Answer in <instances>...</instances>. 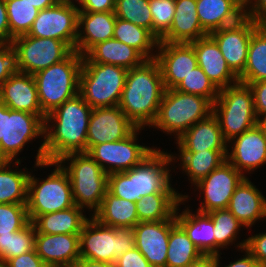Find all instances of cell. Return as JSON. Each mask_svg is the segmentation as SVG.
<instances>
[{"mask_svg":"<svg viewBox=\"0 0 266 267\" xmlns=\"http://www.w3.org/2000/svg\"><path fill=\"white\" fill-rule=\"evenodd\" d=\"M236 1L245 9L247 0H236Z\"/></svg>","mask_w":266,"mask_h":267,"instance_id":"cell-60","label":"cell"},{"mask_svg":"<svg viewBox=\"0 0 266 267\" xmlns=\"http://www.w3.org/2000/svg\"><path fill=\"white\" fill-rule=\"evenodd\" d=\"M207 214L211 217L214 224L216 255H219L222 254L220 252L221 249H226L230 244L236 243L235 241L239 237L238 234H240L239 231L245 226L228 209L213 210Z\"/></svg>","mask_w":266,"mask_h":267,"instance_id":"cell-39","label":"cell"},{"mask_svg":"<svg viewBox=\"0 0 266 267\" xmlns=\"http://www.w3.org/2000/svg\"><path fill=\"white\" fill-rule=\"evenodd\" d=\"M114 12H78V36L75 51L84 56L93 46L113 38Z\"/></svg>","mask_w":266,"mask_h":267,"instance_id":"cell-27","label":"cell"},{"mask_svg":"<svg viewBox=\"0 0 266 267\" xmlns=\"http://www.w3.org/2000/svg\"><path fill=\"white\" fill-rule=\"evenodd\" d=\"M149 6L153 20V35L160 40L172 25L175 0H149Z\"/></svg>","mask_w":266,"mask_h":267,"instance_id":"cell-45","label":"cell"},{"mask_svg":"<svg viewBox=\"0 0 266 267\" xmlns=\"http://www.w3.org/2000/svg\"><path fill=\"white\" fill-rule=\"evenodd\" d=\"M56 267H77V266L74 264V265H65V266H56Z\"/></svg>","mask_w":266,"mask_h":267,"instance_id":"cell-62","label":"cell"},{"mask_svg":"<svg viewBox=\"0 0 266 267\" xmlns=\"http://www.w3.org/2000/svg\"><path fill=\"white\" fill-rule=\"evenodd\" d=\"M228 144L226 159L244 176L245 172L251 173L266 165V136L258 125L235 136Z\"/></svg>","mask_w":266,"mask_h":267,"instance_id":"cell-20","label":"cell"},{"mask_svg":"<svg viewBox=\"0 0 266 267\" xmlns=\"http://www.w3.org/2000/svg\"><path fill=\"white\" fill-rule=\"evenodd\" d=\"M78 8L74 1L61 0L56 5L39 10L29 36L64 41L75 50L78 36Z\"/></svg>","mask_w":266,"mask_h":267,"instance_id":"cell-14","label":"cell"},{"mask_svg":"<svg viewBox=\"0 0 266 267\" xmlns=\"http://www.w3.org/2000/svg\"><path fill=\"white\" fill-rule=\"evenodd\" d=\"M196 4L200 24L208 34L245 17V9L236 0H196Z\"/></svg>","mask_w":266,"mask_h":267,"instance_id":"cell-29","label":"cell"},{"mask_svg":"<svg viewBox=\"0 0 266 267\" xmlns=\"http://www.w3.org/2000/svg\"><path fill=\"white\" fill-rule=\"evenodd\" d=\"M3 127H4V103L0 101V141L3 137Z\"/></svg>","mask_w":266,"mask_h":267,"instance_id":"cell-59","label":"cell"},{"mask_svg":"<svg viewBox=\"0 0 266 267\" xmlns=\"http://www.w3.org/2000/svg\"><path fill=\"white\" fill-rule=\"evenodd\" d=\"M89 217L79 234L80 258L114 264L117 257L135 247L132 228L106 226Z\"/></svg>","mask_w":266,"mask_h":267,"instance_id":"cell-8","label":"cell"},{"mask_svg":"<svg viewBox=\"0 0 266 267\" xmlns=\"http://www.w3.org/2000/svg\"><path fill=\"white\" fill-rule=\"evenodd\" d=\"M175 140L179 152L228 150V142L223 138L219 121L213 113L196 122Z\"/></svg>","mask_w":266,"mask_h":267,"instance_id":"cell-25","label":"cell"},{"mask_svg":"<svg viewBox=\"0 0 266 267\" xmlns=\"http://www.w3.org/2000/svg\"><path fill=\"white\" fill-rule=\"evenodd\" d=\"M145 60L136 49L114 38L97 43L83 56V63L110 64L127 70Z\"/></svg>","mask_w":266,"mask_h":267,"instance_id":"cell-30","label":"cell"},{"mask_svg":"<svg viewBox=\"0 0 266 267\" xmlns=\"http://www.w3.org/2000/svg\"><path fill=\"white\" fill-rule=\"evenodd\" d=\"M12 45L16 71L31 75L64 60L73 51L64 41L29 35L14 38Z\"/></svg>","mask_w":266,"mask_h":267,"instance_id":"cell-12","label":"cell"},{"mask_svg":"<svg viewBox=\"0 0 266 267\" xmlns=\"http://www.w3.org/2000/svg\"><path fill=\"white\" fill-rule=\"evenodd\" d=\"M223 138L229 142L235 136L257 125L253 94L248 84L237 82L220 89L213 103Z\"/></svg>","mask_w":266,"mask_h":267,"instance_id":"cell-9","label":"cell"},{"mask_svg":"<svg viewBox=\"0 0 266 267\" xmlns=\"http://www.w3.org/2000/svg\"><path fill=\"white\" fill-rule=\"evenodd\" d=\"M92 108L78 93L45 118V161L55 162L70 153L87 152V132Z\"/></svg>","mask_w":266,"mask_h":267,"instance_id":"cell-1","label":"cell"},{"mask_svg":"<svg viewBox=\"0 0 266 267\" xmlns=\"http://www.w3.org/2000/svg\"><path fill=\"white\" fill-rule=\"evenodd\" d=\"M29 222L27 204L0 203V235L19 231Z\"/></svg>","mask_w":266,"mask_h":267,"instance_id":"cell-44","label":"cell"},{"mask_svg":"<svg viewBox=\"0 0 266 267\" xmlns=\"http://www.w3.org/2000/svg\"><path fill=\"white\" fill-rule=\"evenodd\" d=\"M196 54L198 66L220 90L239 81L230 69L217 43L209 36L190 42Z\"/></svg>","mask_w":266,"mask_h":267,"instance_id":"cell-23","label":"cell"},{"mask_svg":"<svg viewBox=\"0 0 266 267\" xmlns=\"http://www.w3.org/2000/svg\"><path fill=\"white\" fill-rule=\"evenodd\" d=\"M196 0H175V14L170 29L159 42L190 43L208 35L197 14Z\"/></svg>","mask_w":266,"mask_h":267,"instance_id":"cell-28","label":"cell"},{"mask_svg":"<svg viewBox=\"0 0 266 267\" xmlns=\"http://www.w3.org/2000/svg\"><path fill=\"white\" fill-rule=\"evenodd\" d=\"M61 0H23V2H27L35 6L39 10H43L49 7L56 5Z\"/></svg>","mask_w":266,"mask_h":267,"instance_id":"cell-57","label":"cell"},{"mask_svg":"<svg viewBox=\"0 0 266 267\" xmlns=\"http://www.w3.org/2000/svg\"><path fill=\"white\" fill-rule=\"evenodd\" d=\"M117 18L148 29L153 34V20L149 0H115Z\"/></svg>","mask_w":266,"mask_h":267,"instance_id":"cell-42","label":"cell"},{"mask_svg":"<svg viewBox=\"0 0 266 267\" xmlns=\"http://www.w3.org/2000/svg\"><path fill=\"white\" fill-rule=\"evenodd\" d=\"M57 162L69 176L75 205L93 216L107 191L108 174L87 152L70 153Z\"/></svg>","mask_w":266,"mask_h":267,"instance_id":"cell-4","label":"cell"},{"mask_svg":"<svg viewBox=\"0 0 266 267\" xmlns=\"http://www.w3.org/2000/svg\"><path fill=\"white\" fill-rule=\"evenodd\" d=\"M227 209L245 229L251 228L256 221L266 220V198L248 177L236 187Z\"/></svg>","mask_w":266,"mask_h":267,"instance_id":"cell-24","label":"cell"},{"mask_svg":"<svg viewBox=\"0 0 266 267\" xmlns=\"http://www.w3.org/2000/svg\"><path fill=\"white\" fill-rule=\"evenodd\" d=\"M75 2L79 12H114L115 9V0H75Z\"/></svg>","mask_w":266,"mask_h":267,"instance_id":"cell-50","label":"cell"},{"mask_svg":"<svg viewBox=\"0 0 266 267\" xmlns=\"http://www.w3.org/2000/svg\"><path fill=\"white\" fill-rule=\"evenodd\" d=\"M257 125L263 131L266 136V114L261 115L257 118Z\"/></svg>","mask_w":266,"mask_h":267,"instance_id":"cell-58","label":"cell"},{"mask_svg":"<svg viewBox=\"0 0 266 267\" xmlns=\"http://www.w3.org/2000/svg\"><path fill=\"white\" fill-rule=\"evenodd\" d=\"M245 16L266 27V0H247Z\"/></svg>","mask_w":266,"mask_h":267,"instance_id":"cell-49","label":"cell"},{"mask_svg":"<svg viewBox=\"0 0 266 267\" xmlns=\"http://www.w3.org/2000/svg\"><path fill=\"white\" fill-rule=\"evenodd\" d=\"M35 233L33 223L29 222L19 231L0 235V260L7 262L13 257L34 250Z\"/></svg>","mask_w":266,"mask_h":267,"instance_id":"cell-40","label":"cell"},{"mask_svg":"<svg viewBox=\"0 0 266 267\" xmlns=\"http://www.w3.org/2000/svg\"><path fill=\"white\" fill-rule=\"evenodd\" d=\"M202 255L184 229L176 223L169 234L166 267H187Z\"/></svg>","mask_w":266,"mask_h":267,"instance_id":"cell-38","label":"cell"},{"mask_svg":"<svg viewBox=\"0 0 266 267\" xmlns=\"http://www.w3.org/2000/svg\"><path fill=\"white\" fill-rule=\"evenodd\" d=\"M187 267H216V256L202 255L198 260L194 261Z\"/></svg>","mask_w":266,"mask_h":267,"instance_id":"cell-55","label":"cell"},{"mask_svg":"<svg viewBox=\"0 0 266 267\" xmlns=\"http://www.w3.org/2000/svg\"><path fill=\"white\" fill-rule=\"evenodd\" d=\"M6 263L9 267H48L37 255L35 249L20 256L13 257Z\"/></svg>","mask_w":266,"mask_h":267,"instance_id":"cell-52","label":"cell"},{"mask_svg":"<svg viewBox=\"0 0 266 267\" xmlns=\"http://www.w3.org/2000/svg\"><path fill=\"white\" fill-rule=\"evenodd\" d=\"M238 77L245 84L266 80V27L259 26L252 33L246 66Z\"/></svg>","mask_w":266,"mask_h":267,"instance_id":"cell-37","label":"cell"},{"mask_svg":"<svg viewBox=\"0 0 266 267\" xmlns=\"http://www.w3.org/2000/svg\"><path fill=\"white\" fill-rule=\"evenodd\" d=\"M75 265L77 267H115L114 264L80 258Z\"/></svg>","mask_w":266,"mask_h":267,"instance_id":"cell-56","label":"cell"},{"mask_svg":"<svg viewBox=\"0 0 266 267\" xmlns=\"http://www.w3.org/2000/svg\"><path fill=\"white\" fill-rule=\"evenodd\" d=\"M155 60L160 66L165 89L175 88L198 66L194 48L190 43L159 42Z\"/></svg>","mask_w":266,"mask_h":267,"instance_id":"cell-18","label":"cell"},{"mask_svg":"<svg viewBox=\"0 0 266 267\" xmlns=\"http://www.w3.org/2000/svg\"><path fill=\"white\" fill-rule=\"evenodd\" d=\"M165 87L155 59L145 60L127 71L118 106L140 128H150L156 119Z\"/></svg>","mask_w":266,"mask_h":267,"instance_id":"cell-2","label":"cell"},{"mask_svg":"<svg viewBox=\"0 0 266 267\" xmlns=\"http://www.w3.org/2000/svg\"><path fill=\"white\" fill-rule=\"evenodd\" d=\"M145 128L137 127L126 138L93 145L87 153L102 167L109 175L112 173L125 172L140 164L157 147L140 145L139 132Z\"/></svg>","mask_w":266,"mask_h":267,"instance_id":"cell-13","label":"cell"},{"mask_svg":"<svg viewBox=\"0 0 266 267\" xmlns=\"http://www.w3.org/2000/svg\"><path fill=\"white\" fill-rule=\"evenodd\" d=\"M187 195L182 196L176 211V222L184 229L188 238L198 248L203 255L216 256V238L214 236V224L211 217L207 213L196 211L194 214L192 210L187 207L181 213L179 211L180 205H185L188 198ZM183 203V204H182Z\"/></svg>","mask_w":266,"mask_h":267,"instance_id":"cell-26","label":"cell"},{"mask_svg":"<svg viewBox=\"0 0 266 267\" xmlns=\"http://www.w3.org/2000/svg\"><path fill=\"white\" fill-rule=\"evenodd\" d=\"M93 217L101 224L114 228H133L139 222L136 203L116 197L108 190Z\"/></svg>","mask_w":266,"mask_h":267,"instance_id":"cell-32","label":"cell"},{"mask_svg":"<svg viewBox=\"0 0 266 267\" xmlns=\"http://www.w3.org/2000/svg\"><path fill=\"white\" fill-rule=\"evenodd\" d=\"M244 251L245 255L241 258L230 262L228 265L224 264V267H262V265L252 256V254L246 249L242 248L241 252ZM221 254L216 255V267H222L220 259Z\"/></svg>","mask_w":266,"mask_h":267,"instance_id":"cell-53","label":"cell"},{"mask_svg":"<svg viewBox=\"0 0 266 267\" xmlns=\"http://www.w3.org/2000/svg\"><path fill=\"white\" fill-rule=\"evenodd\" d=\"M15 71V50L12 43H0V86Z\"/></svg>","mask_w":266,"mask_h":267,"instance_id":"cell-47","label":"cell"},{"mask_svg":"<svg viewBox=\"0 0 266 267\" xmlns=\"http://www.w3.org/2000/svg\"><path fill=\"white\" fill-rule=\"evenodd\" d=\"M10 28V43L13 39L26 35L38 16L39 9L23 0H5Z\"/></svg>","mask_w":266,"mask_h":267,"instance_id":"cell-41","label":"cell"},{"mask_svg":"<svg viewBox=\"0 0 266 267\" xmlns=\"http://www.w3.org/2000/svg\"><path fill=\"white\" fill-rule=\"evenodd\" d=\"M84 210L74 205L68 209L37 216L33 221L36 233L80 234L87 221Z\"/></svg>","mask_w":266,"mask_h":267,"instance_id":"cell-31","label":"cell"},{"mask_svg":"<svg viewBox=\"0 0 266 267\" xmlns=\"http://www.w3.org/2000/svg\"><path fill=\"white\" fill-rule=\"evenodd\" d=\"M172 153L156 148L140 164L125 172L108 175L107 190L116 197L137 202L152 193H178L172 187Z\"/></svg>","mask_w":266,"mask_h":267,"instance_id":"cell-3","label":"cell"},{"mask_svg":"<svg viewBox=\"0 0 266 267\" xmlns=\"http://www.w3.org/2000/svg\"><path fill=\"white\" fill-rule=\"evenodd\" d=\"M83 56L73 50L64 60L36 72L38 100L47 115L79 93V76Z\"/></svg>","mask_w":266,"mask_h":267,"instance_id":"cell-6","label":"cell"},{"mask_svg":"<svg viewBox=\"0 0 266 267\" xmlns=\"http://www.w3.org/2000/svg\"><path fill=\"white\" fill-rule=\"evenodd\" d=\"M245 177L247 176H244L226 159L194 185L199 194H203V200L196 211L208 213L213 210L227 209L236 187Z\"/></svg>","mask_w":266,"mask_h":267,"instance_id":"cell-15","label":"cell"},{"mask_svg":"<svg viewBox=\"0 0 266 267\" xmlns=\"http://www.w3.org/2000/svg\"><path fill=\"white\" fill-rule=\"evenodd\" d=\"M236 245L240 250L246 248L262 266L266 263V232L251 235Z\"/></svg>","mask_w":266,"mask_h":267,"instance_id":"cell-46","label":"cell"},{"mask_svg":"<svg viewBox=\"0 0 266 267\" xmlns=\"http://www.w3.org/2000/svg\"><path fill=\"white\" fill-rule=\"evenodd\" d=\"M0 101L11 110L46 115L39 104L33 75L15 71L0 86Z\"/></svg>","mask_w":266,"mask_h":267,"instance_id":"cell-22","label":"cell"},{"mask_svg":"<svg viewBox=\"0 0 266 267\" xmlns=\"http://www.w3.org/2000/svg\"><path fill=\"white\" fill-rule=\"evenodd\" d=\"M54 166L45 180L31 174L28 178L27 214L32 222L37 216L68 209L75 205L68 174L57 162L42 161L33 168Z\"/></svg>","mask_w":266,"mask_h":267,"instance_id":"cell-5","label":"cell"},{"mask_svg":"<svg viewBox=\"0 0 266 267\" xmlns=\"http://www.w3.org/2000/svg\"><path fill=\"white\" fill-rule=\"evenodd\" d=\"M213 113V104L205 97L165 89L156 119L151 124L157 130L178 139L196 122ZM174 134V135H173Z\"/></svg>","mask_w":266,"mask_h":267,"instance_id":"cell-7","label":"cell"},{"mask_svg":"<svg viewBox=\"0 0 266 267\" xmlns=\"http://www.w3.org/2000/svg\"><path fill=\"white\" fill-rule=\"evenodd\" d=\"M254 100V109L257 118L266 114V80L248 84Z\"/></svg>","mask_w":266,"mask_h":267,"instance_id":"cell-51","label":"cell"},{"mask_svg":"<svg viewBox=\"0 0 266 267\" xmlns=\"http://www.w3.org/2000/svg\"><path fill=\"white\" fill-rule=\"evenodd\" d=\"M115 267H152L142 253L134 247L117 257Z\"/></svg>","mask_w":266,"mask_h":267,"instance_id":"cell-48","label":"cell"},{"mask_svg":"<svg viewBox=\"0 0 266 267\" xmlns=\"http://www.w3.org/2000/svg\"><path fill=\"white\" fill-rule=\"evenodd\" d=\"M46 115H35L18 110H11L4 104L3 137L0 141L1 161H21L17 156L29 142L43 138L37 150L35 164L45 161L44 127ZM18 158V159H17Z\"/></svg>","mask_w":266,"mask_h":267,"instance_id":"cell-11","label":"cell"},{"mask_svg":"<svg viewBox=\"0 0 266 267\" xmlns=\"http://www.w3.org/2000/svg\"><path fill=\"white\" fill-rule=\"evenodd\" d=\"M20 164L21 161H0V203L27 204L30 171L26 167L19 169Z\"/></svg>","mask_w":266,"mask_h":267,"instance_id":"cell-33","label":"cell"},{"mask_svg":"<svg viewBox=\"0 0 266 267\" xmlns=\"http://www.w3.org/2000/svg\"><path fill=\"white\" fill-rule=\"evenodd\" d=\"M258 27L254 20L245 16L234 25L208 34L217 43L228 66L237 76L244 71L251 36Z\"/></svg>","mask_w":266,"mask_h":267,"instance_id":"cell-16","label":"cell"},{"mask_svg":"<svg viewBox=\"0 0 266 267\" xmlns=\"http://www.w3.org/2000/svg\"><path fill=\"white\" fill-rule=\"evenodd\" d=\"M136 128L119 106L92 108L87 132V151L93 145L122 140Z\"/></svg>","mask_w":266,"mask_h":267,"instance_id":"cell-17","label":"cell"},{"mask_svg":"<svg viewBox=\"0 0 266 267\" xmlns=\"http://www.w3.org/2000/svg\"><path fill=\"white\" fill-rule=\"evenodd\" d=\"M227 152L228 150L179 152L178 155L172 154V158L174 162L180 160V169L186 173L189 182L195 185L226 160Z\"/></svg>","mask_w":266,"mask_h":267,"instance_id":"cell-34","label":"cell"},{"mask_svg":"<svg viewBox=\"0 0 266 267\" xmlns=\"http://www.w3.org/2000/svg\"><path fill=\"white\" fill-rule=\"evenodd\" d=\"M0 43H10V28L5 0H0Z\"/></svg>","mask_w":266,"mask_h":267,"instance_id":"cell-54","label":"cell"},{"mask_svg":"<svg viewBox=\"0 0 266 267\" xmlns=\"http://www.w3.org/2000/svg\"><path fill=\"white\" fill-rule=\"evenodd\" d=\"M176 223L174 214L168 220L138 222L132 228L135 247L152 267H166L169 234Z\"/></svg>","mask_w":266,"mask_h":267,"instance_id":"cell-19","label":"cell"},{"mask_svg":"<svg viewBox=\"0 0 266 267\" xmlns=\"http://www.w3.org/2000/svg\"><path fill=\"white\" fill-rule=\"evenodd\" d=\"M127 71L116 65L82 63L79 94L91 108L118 106Z\"/></svg>","mask_w":266,"mask_h":267,"instance_id":"cell-10","label":"cell"},{"mask_svg":"<svg viewBox=\"0 0 266 267\" xmlns=\"http://www.w3.org/2000/svg\"><path fill=\"white\" fill-rule=\"evenodd\" d=\"M113 38L133 47L146 60L155 59L159 40L148 29L116 17Z\"/></svg>","mask_w":266,"mask_h":267,"instance_id":"cell-36","label":"cell"},{"mask_svg":"<svg viewBox=\"0 0 266 267\" xmlns=\"http://www.w3.org/2000/svg\"><path fill=\"white\" fill-rule=\"evenodd\" d=\"M181 193H152L136 202L139 222L164 221L170 219L182 200Z\"/></svg>","mask_w":266,"mask_h":267,"instance_id":"cell-35","label":"cell"},{"mask_svg":"<svg viewBox=\"0 0 266 267\" xmlns=\"http://www.w3.org/2000/svg\"><path fill=\"white\" fill-rule=\"evenodd\" d=\"M174 89L183 93L205 97L212 104L217 99L220 91L199 66L192 69Z\"/></svg>","mask_w":266,"mask_h":267,"instance_id":"cell-43","label":"cell"},{"mask_svg":"<svg viewBox=\"0 0 266 267\" xmlns=\"http://www.w3.org/2000/svg\"><path fill=\"white\" fill-rule=\"evenodd\" d=\"M0 267H9L5 261L0 260Z\"/></svg>","mask_w":266,"mask_h":267,"instance_id":"cell-61","label":"cell"},{"mask_svg":"<svg viewBox=\"0 0 266 267\" xmlns=\"http://www.w3.org/2000/svg\"><path fill=\"white\" fill-rule=\"evenodd\" d=\"M34 249L48 267L74 265L80 259L79 234L35 233Z\"/></svg>","mask_w":266,"mask_h":267,"instance_id":"cell-21","label":"cell"}]
</instances>
